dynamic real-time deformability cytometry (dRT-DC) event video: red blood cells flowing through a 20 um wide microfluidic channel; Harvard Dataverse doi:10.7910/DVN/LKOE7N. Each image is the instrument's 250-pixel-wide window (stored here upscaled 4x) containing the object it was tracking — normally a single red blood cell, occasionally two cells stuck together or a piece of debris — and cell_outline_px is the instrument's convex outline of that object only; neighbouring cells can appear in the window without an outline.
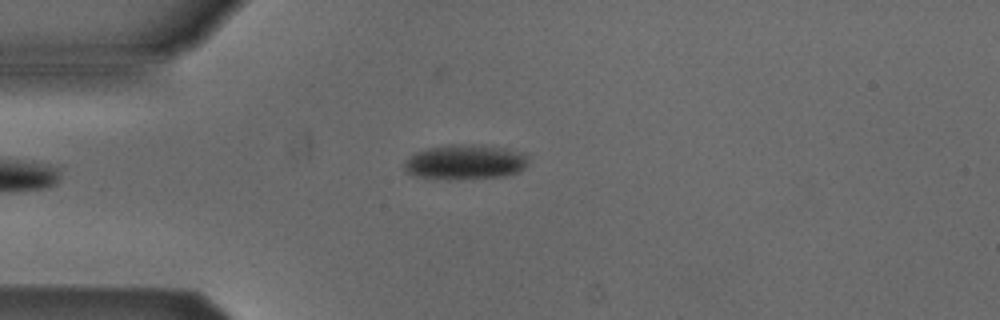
{"species": "Egyptian fruit bat (a non-hibernating species)", "species_latin": "Rousettus aegyptiacus", "temperature_condition": "cold", "stored_images_in_passage": 4, "camera_frame_rate_fps": 3000, "um_per_image_px": 0.085, "animal": {"sex": "male"}, "frame": {"image": 1, "passage_image": 4, "time_ms": 3.333, "image_size_px": [1000, 320], "cell_outline_px": [[528, 164], [524, 168], [516, 172], [504, 176], [460, 180], [444, 180], [412, 176], [404, 172], [404, 160], [408, 156], [416, 152], [428, 148], [448, 144], [472, 144], [508, 148], [528, 152]], "centroid_in_image_um": [39.52, 13.78], "position_along_channel_um": 45.5, "area_um2": 26.13}}